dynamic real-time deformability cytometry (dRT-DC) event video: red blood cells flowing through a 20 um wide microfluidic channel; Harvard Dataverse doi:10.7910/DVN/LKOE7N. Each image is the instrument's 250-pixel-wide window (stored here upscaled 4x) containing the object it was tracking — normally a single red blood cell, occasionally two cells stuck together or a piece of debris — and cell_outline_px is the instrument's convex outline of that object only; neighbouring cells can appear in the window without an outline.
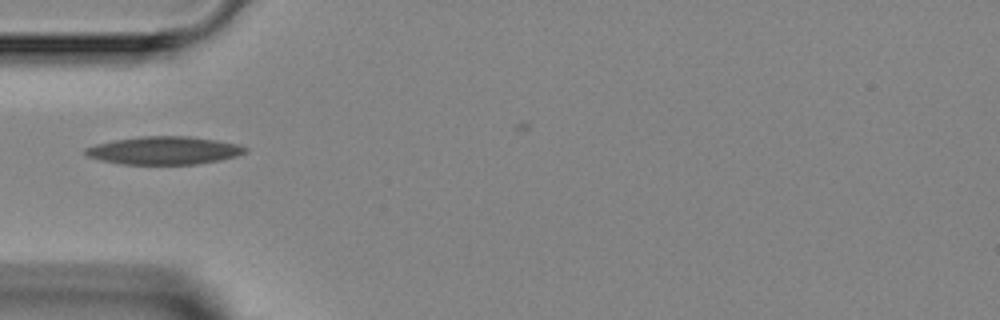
{"species": "Egyptian fruit bat (a non-hibernating species)", "species_latin": "Rousettus aegyptiacus", "temperature_condition": "room temperature", "stored_images_in_passage": 5, "camera_frame_rate_fps": 3000, "um_per_image_px": 0.085, "animal": {"sex": "female"}, "frame": {"image": 1, "passage_image": 5, "time_ms": 5.333, "image_size_px": [1000, 320], "cell_outline_px": [[248, 152], [236, 156], [220, 160], [196, 164], [120, 164], [100, 160], [88, 156], [84, 152], [84, 148], [96, 144], [116, 140], [140, 136], [188, 136], [216, 140], [236, 144], [248, 148]], "centroid_in_image_um": [13.95, 12.79], "position_along_channel_um": 71.1, "area_um2": 25.95}}